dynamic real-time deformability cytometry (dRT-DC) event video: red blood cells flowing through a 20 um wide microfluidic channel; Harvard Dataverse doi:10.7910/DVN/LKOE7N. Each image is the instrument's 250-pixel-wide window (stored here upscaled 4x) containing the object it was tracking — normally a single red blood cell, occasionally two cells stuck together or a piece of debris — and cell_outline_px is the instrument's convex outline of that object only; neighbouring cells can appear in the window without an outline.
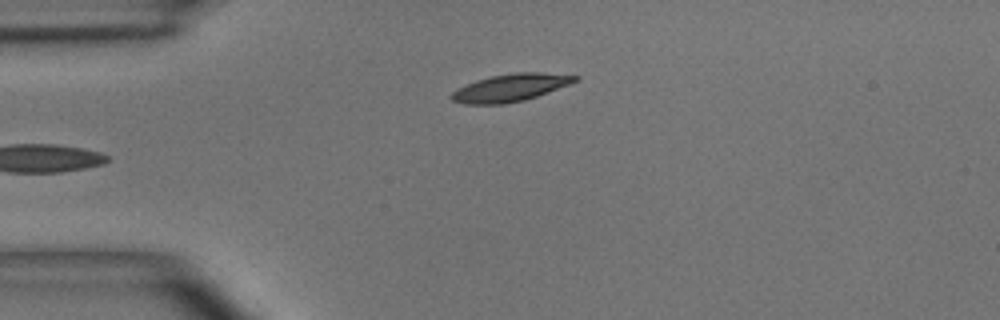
{"species": "common noctule bat (a hibernating species)", "species_latin": "Nyctalus noctula", "temperature_condition": "room temperature", "stored_images_in_passage": 3, "camera_frame_rate_fps": 3000, "um_per_image_px": 0.085, "animal": {"sex": "male", "body_mass_g": 15.6}, "frame": {"image": 1, "passage_image": 3, "time_ms": 2.333, "image_size_px": [1000, 320], "cell_outline_px": [[580, 80], [536, 96], [524, 100], [504, 104], [464, 104], [452, 100], [448, 96], [452, 92], [476, 80], [492, 76], [516, 72], [540, 72], [580, 76]], "centroid_in_image_um": [43.39, 7.45], "position_along_channel_um": 41.6, "area_um2": 19.59}}